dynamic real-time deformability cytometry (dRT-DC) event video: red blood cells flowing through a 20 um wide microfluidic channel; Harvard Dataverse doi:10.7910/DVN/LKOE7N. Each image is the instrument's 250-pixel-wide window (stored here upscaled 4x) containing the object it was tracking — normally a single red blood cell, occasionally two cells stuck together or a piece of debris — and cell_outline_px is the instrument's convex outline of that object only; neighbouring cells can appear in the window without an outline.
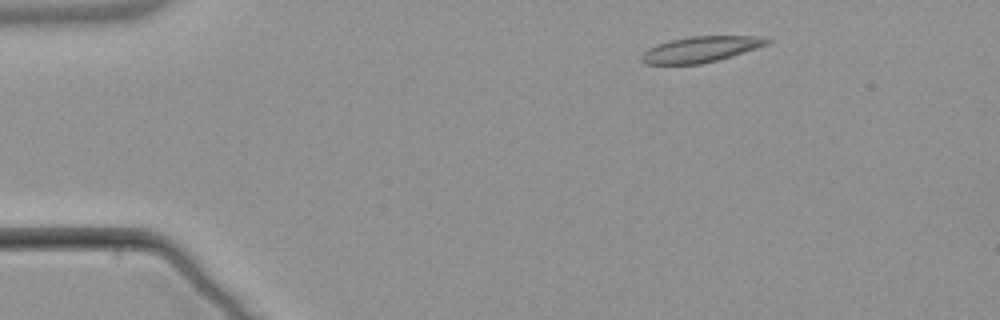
{"species": "common noctule bat (a hibernating species)", "species_latin": "Nyctalus noctula", "temperature_condition": "warm", "stored_images_in_passage": 4, "camera_frame_rate_fps": 3000, "um_per_image_px": 0.085, "animal": {"sex": "male", "body_mass_g": 21.5, "forearm_length_mm": 52.0}, "frame": {"image": 1, "passage_image": 2, "time_ms": 1.333, "image_size_px": [1000, 320], "cell_outline_px": [[772, 40], [768, 44], [756, 48], [716, 60], [700, 64], [644, 64], [640, 60], [640, 56], [648, 48], [656, 44], [668, 40], [688, 36], [760, 36]], "centroid_in_image_um": [59.5, 4.18], "position_along_channel_um": 25.5, "area_um2": 18.84}}